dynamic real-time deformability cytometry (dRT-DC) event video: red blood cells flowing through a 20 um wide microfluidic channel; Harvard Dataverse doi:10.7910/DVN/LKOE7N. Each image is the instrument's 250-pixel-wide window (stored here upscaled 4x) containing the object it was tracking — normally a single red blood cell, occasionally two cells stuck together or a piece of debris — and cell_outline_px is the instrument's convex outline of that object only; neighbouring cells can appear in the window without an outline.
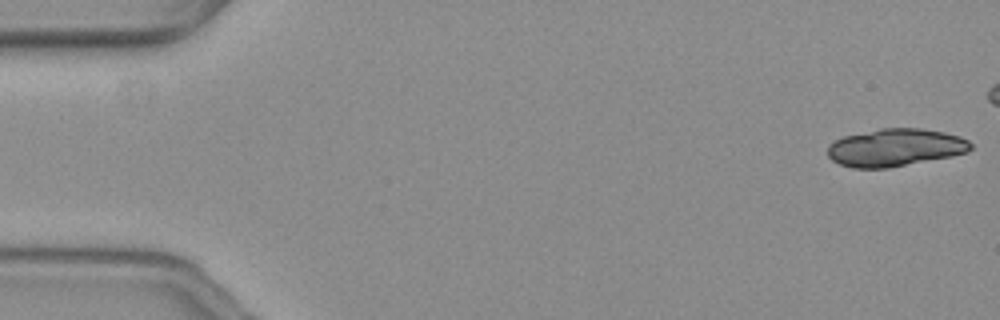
{"species": "common noctule bat (a hibernating species)", "species_latin": "Nyctalus noctula", "temperature_condition": "warm", "stored_images_in_passage": 49, "camera_frame_rate_fps": 3000, "um_per_image_px": 0.085, "animal": {"sex": "female", "body_mass_g": 19.3, "forearm_length_mm": 54.1}, "frame": {"image": 1, "passage_image": 1, "time_ms": 0.0, "image_size_px": [1000, 320], "cell_outline_px": [[972, 148], [964, 152], [952, 156], [888, 168], [852, 168], [840, 164], [832, 160], [828, 156], [828, 144], [844, 136], [880, 128], [920, 128], [944, 132], [960, 136], [968, 140], [972, 144]], "centroid_in_image_um": [76.08, 12.54], "position_along_channel_um": 8.9, "area_um2": 31.33}}
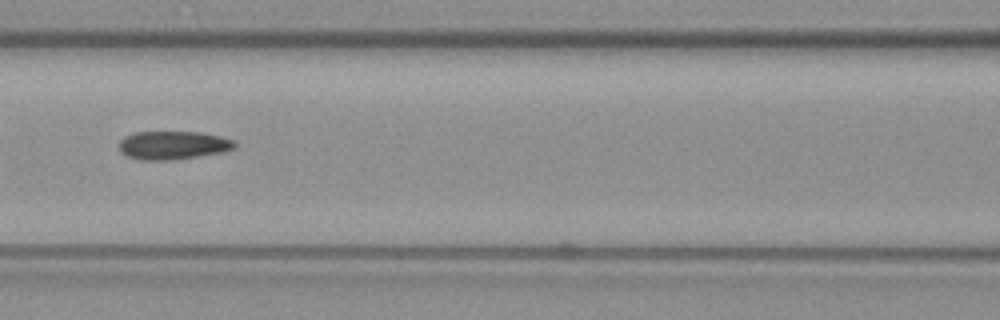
{"frame": {"image": 2, "passage_image": 25, "time_ms": 8.0, "image_size_px": [1000, 320], "cell_outline_px": [[236, 148], [224, 152], [172, 160], [140, 160], [128, 156], [120, 152], [120, 140], [124, 136], [136, 132], [200, 132], [220, 136], [236, 140]], "centroid_in_image_um": [14.74, 12.34], "position_along_channel_um": 151.9, "area_um2": 19.25}}
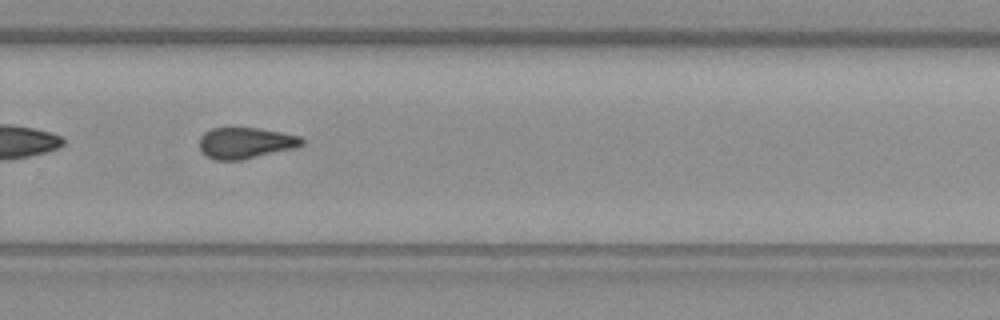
{"frame": {"image": 3, "passage_image": 38, "time_ms": 12.333, "image_size_px": [1000, 320], "cell_outline_px": [[304, 144], [296, 148], [244, 160], [216, 160], [208, 156], [200, 148], [200, 136], [204, 132], [212, 128], [256, 128], [280, 132], [300, 136], [304, 140]], "centroid_in_image_um": [20.9, 12.16], "position_along_channel_um": 308.9, "area_um2": 18.61}, "authors_computed_cell_mechanics": {"area_um2": 19.7676, "velocity_mm_per_s": 3.643, "shape_relaxation_time_tau1_ms": null, "shape_relaxation_time_tau2_ms": 4.7559, "deformation_change_tau1": null, "deformation_change_tau2": 0.115}}